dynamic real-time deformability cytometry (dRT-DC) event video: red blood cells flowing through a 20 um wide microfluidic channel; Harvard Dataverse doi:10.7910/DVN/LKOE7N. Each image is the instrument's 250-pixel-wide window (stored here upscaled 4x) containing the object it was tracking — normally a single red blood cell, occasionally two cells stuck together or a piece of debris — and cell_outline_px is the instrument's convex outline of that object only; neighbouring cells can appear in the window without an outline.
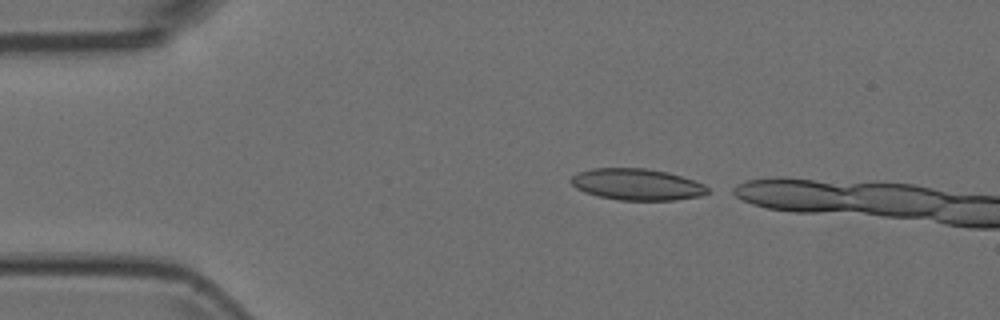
{"species": "Egyptian fruit bat (a non-hibernating species)", "species_latin": "Rousettus aegyptiacus", "temperature_condition": "room temperature", "stored_images_in_passage": 7, "camera_frame_rate_fps": 3000, "um_per_image_px": 0.085, "animal": {"sex": "female"}, "frame": {"image": 1, "passage_image": 1, "time_ms": 0.0, "image_size_px": [1000, 320], "cell_outline_px": [[708, 192], [700, 196], [676, 200], [620, 200], [600, 196], [584, 192], [576, 188], [568, 180], [576, 172], [592, 168], [644, 168], [668, 172], [704, 184], [708, 188]], "centroid_in_image_um": [54.1, 15.67], "position_along_channel_um": 30.9, "area_um2": 25.03}}